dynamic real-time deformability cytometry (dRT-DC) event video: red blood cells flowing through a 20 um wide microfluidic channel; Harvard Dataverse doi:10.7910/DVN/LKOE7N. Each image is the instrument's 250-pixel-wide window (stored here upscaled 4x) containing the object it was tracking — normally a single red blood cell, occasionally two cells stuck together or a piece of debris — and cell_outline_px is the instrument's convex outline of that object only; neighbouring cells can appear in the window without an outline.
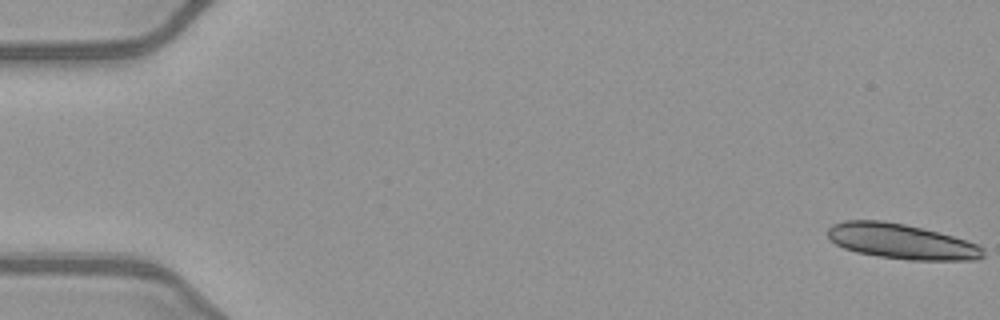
{"species": "common noctule bat (a hibernating species)", "species_latin": "Nyctalus noctula", "temperature_condition": "warm", "stored_images_in_passage": 34, "camera_frame_rate_fps": 3000, "um_per_image_px": 0.085, "animal": {"sex": "female", "body_mass_g": 21.9}, "frame": {"image": 1, "passage_image": 1, "time_ms": 0.0, "image_size_px": [1000, 320], "cell_outline_px": [[984, 256], [976, 260], [908, 260], [880, 256], [856, 252], [844, 248], [836, 244], [828, 236], [828, 228], [832, 224], [844, 220], [880, 220], [904, 224], [952, 236], [976, 244], [984, 248]], "centroid_in_image_um": [76.6, 20.52], "position_along_channel_um": 8.4, "area_um2": 31.56}}
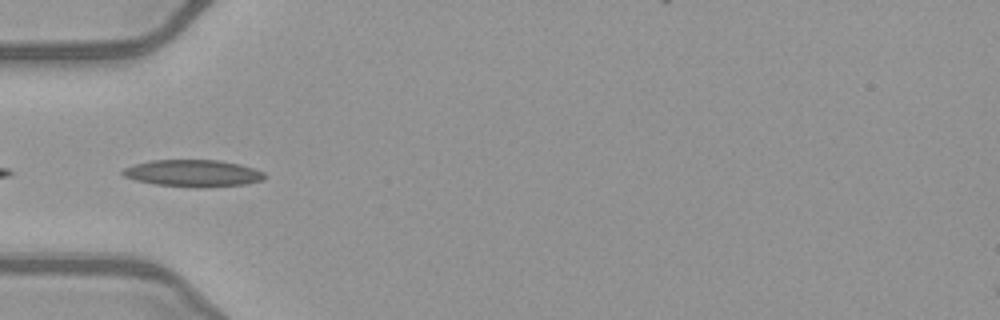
{"frame": {"image": 2, "passage_image": 18, "time_ms": 5.667, "image_size_px": [1000, 320], "cell_outline_px": [[264, 180], [244, 184], [204, 188], [196, 188], [156, 184], [136, 180], [124, 176], [120, 172], [124, 168], [136, 164], [152, 160], [220, 160], [252, 168], [264, 172]], "centroid_in_image_um": [16.4, 14.73], "position_along_channel_um": 68.6, "area_um2": 22.14}}
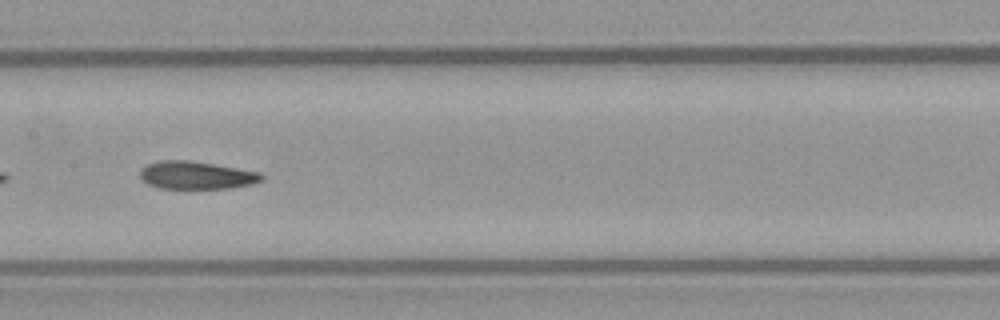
{"frame": {"image": 3, "passage_image": 27, "time_ms": 8.667, "image_size_px": [1000, 320], "cell_outline_px": [[264, 180], [252, 184], [228, 188], [160, 188], [148, 184], [140, 176], [140, 172], [148, 164], [160, 160], [188, 160], [260, 172], [264, 176]], "centroid_in_image_um": [16.72, 14.89], "position_along_channel_um": 190.7, "area_um2": 19.42}}